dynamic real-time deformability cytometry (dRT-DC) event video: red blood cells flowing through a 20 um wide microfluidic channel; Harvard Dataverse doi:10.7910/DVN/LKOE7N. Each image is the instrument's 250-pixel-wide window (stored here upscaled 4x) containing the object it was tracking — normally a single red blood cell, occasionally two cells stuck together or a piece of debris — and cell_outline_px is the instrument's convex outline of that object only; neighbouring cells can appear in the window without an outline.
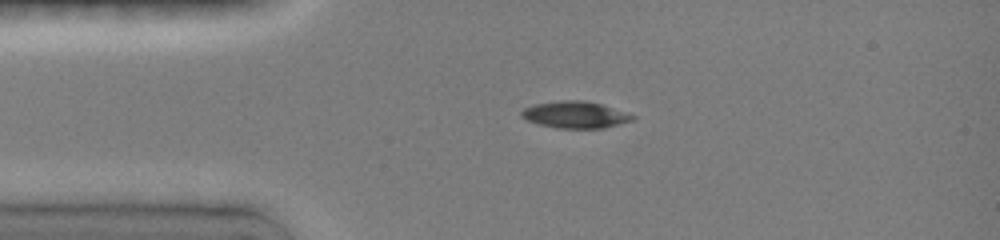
{"species": "common noctule bat (a hibernating species)", "species_latin": "Nyctalus noctula", "temperature_condition": "room temperature", "stored_images_in_passage": 2, "camera_frame_rate_fps": 3000, "um_per_image_px": 0.085, "animal": {"sex": "female", "body_mass_g": 19.0, "forearm_length_mm": 51.5}, "frame": {"image": 1, "passage_image": 1, "time_ms": 0.0, "image_size_px": [1000, 240], "cell_outline_px": [[636, 116], [632, 120], [604, 128], [556, 128], [540, 124], [528, 120], [520, 116], [520, 112], [524, 108], [532, 104], [560, 100], [584, 100], [600, 104]], "centroid_in_image_um": [48.84, 9.74], "position_along_channel_um": 36.2, "area_um2": 17.17}}